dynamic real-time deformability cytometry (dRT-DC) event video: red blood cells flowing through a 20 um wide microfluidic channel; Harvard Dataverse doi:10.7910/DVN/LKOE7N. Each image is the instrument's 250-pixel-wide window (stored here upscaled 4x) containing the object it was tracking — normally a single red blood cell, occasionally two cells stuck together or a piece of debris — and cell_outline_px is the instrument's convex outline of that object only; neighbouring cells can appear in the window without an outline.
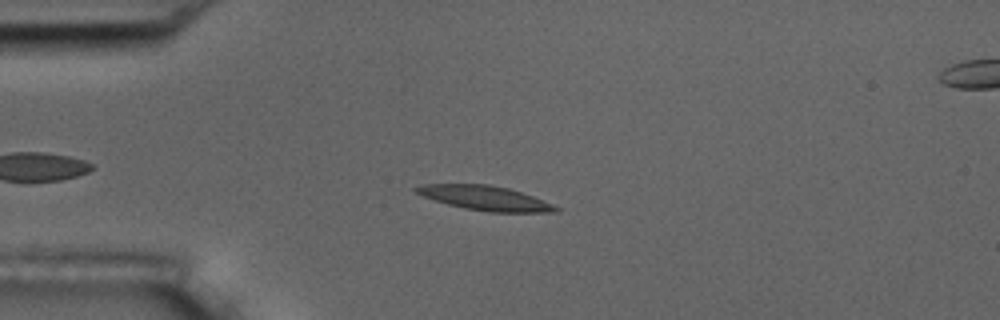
{"species": "common noctule bat (a hibernating species)", "species_latin": "Nyctalus noctula", "temperature_condition": "room temperature", "stored_images_in_passage": 7, "camera_frame_rate_fps": 3000, "um_per_image_px": 0.085, "animal": {"sex": "male", "body_mass_g": 17.5, "forearm_length_mm": 52.3}, "frame": {"image": 1, "passage_image": 3, "time_ms": 0.667, "image_size_px": [1000, 320], "cell_outline_px": [[560, 212], [488, 212], [464, 208], [448, 204], [412, 192], [412, 188], [424, 184], [488, 184], [508, 188], [532, 196], [552, 204], [560, 208]], "centroid_in_image_um": [41.21, 16.83], "position_along_channel_um": 43.8, "area_um2": 19.83}}
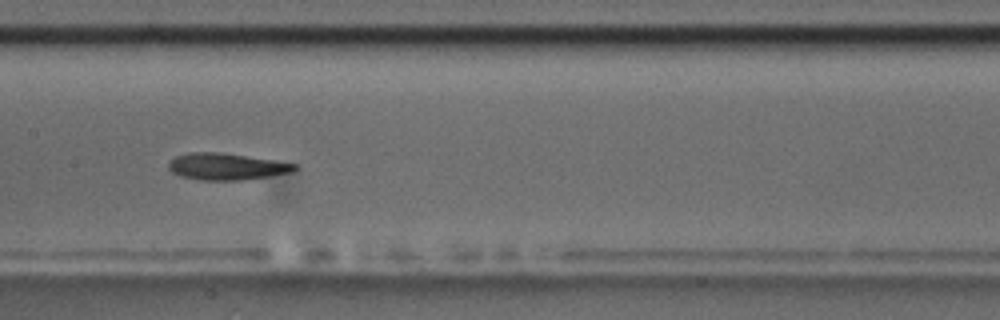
{"frame": {"image": 2, "passage_image": 7, "time_ms": 2.0, "image_size_px": [1000, 320], "cell_outline_px": [[296, 168], [292, 172], [244, 180], [200, 180], [180, 176], [172, 172], [168, 168], [168, 160], [176, 156], [188, 152], [220, 152], [272, 160], [296, 164]], "centroid_in_image_um": [19.18, 14.15], "position_along_channel_um": 188.2, "area_um2": 19.54}}